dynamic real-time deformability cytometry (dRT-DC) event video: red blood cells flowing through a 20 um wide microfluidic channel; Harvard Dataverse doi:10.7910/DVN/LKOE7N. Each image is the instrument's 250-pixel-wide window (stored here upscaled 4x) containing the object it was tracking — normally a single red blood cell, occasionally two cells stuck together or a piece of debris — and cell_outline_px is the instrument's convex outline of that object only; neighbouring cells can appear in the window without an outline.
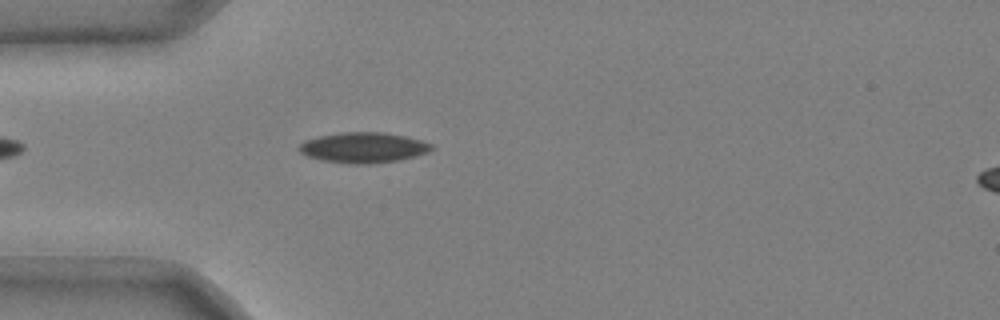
{"species": "common noctule bat (a hibernating species)", "species_latin": "Nyctalus noctula", "temperature_condition": "cold", "stored_images_in_passage": 40, "camera_frame_rate_fps": 3000, "um_per_image_px": 0.085, "animal": {"sex": "male", "body_mass_g": 20.4}, "frame": {"image": 1, "passage_image": 6, "time_ms": 1.667, "image_size_px": [1000, 320], "cell_outline_px": [[432, 148], [428, 152], [396, 160], [368, 164], [348, 164], [320, 160], [308, 156], [300, 152], [296, 148], [304, 140], [320, 136], [340, 132], [384, 132], [404, 136], [420, 140], [432, 144]], "centroid_in_image_um": [30.82, 12.54], "position_along_channel_um": 54.2, "area_um2": 23.35}}
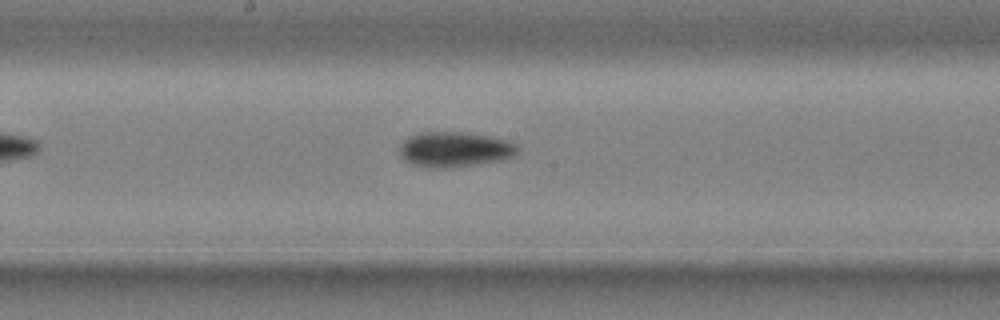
{"frame": {"image": 2, "passage_image": 19, "time_ms": 6.0, "image_size_px": [1000, 320], "cell_outline_px": [[520, 152], [516, 156], [504, 160], [444, 168], [432, 168], [412, 164], [400, 152], [400, 144], [408, 136], [420, 132], [464, 132], [492, 136], [508, 140], [516, 144], [520, 148]], "centroid_in_image_um": [38.73, 12.68], "position_along_channel_um": 209.5, "area_um2": 24.33}}
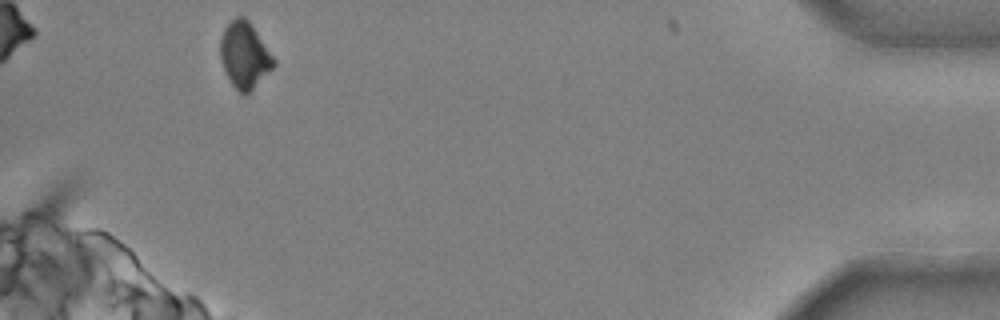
{"frame": {"image": 3, "passage_image": 40, "time_ms": 13.0, "image_size_px": [1000, 320], "cell_outline_px": [[276, 64], [244, 96], [228, 80], [220, 56], [220, 36], [224, 28], [236, 16], [244, 16], [248, 20], [276, 60]], "centroid_in_image_um": [20.76, 4.66], "position_along_channel_um": 414.4, "area_um2": 20.23}, "authors_computed_cell_mechanics": {"area_um2": 23.0333, "velocity_mm_per_s": 3.7313, "shape_relaxation_time_tau1_ms": 8.9192, "shape_relaxation_time_tau2_ms": null, "deformation_change_tau1": 0.1801, "deformation_change_tau2": null}}